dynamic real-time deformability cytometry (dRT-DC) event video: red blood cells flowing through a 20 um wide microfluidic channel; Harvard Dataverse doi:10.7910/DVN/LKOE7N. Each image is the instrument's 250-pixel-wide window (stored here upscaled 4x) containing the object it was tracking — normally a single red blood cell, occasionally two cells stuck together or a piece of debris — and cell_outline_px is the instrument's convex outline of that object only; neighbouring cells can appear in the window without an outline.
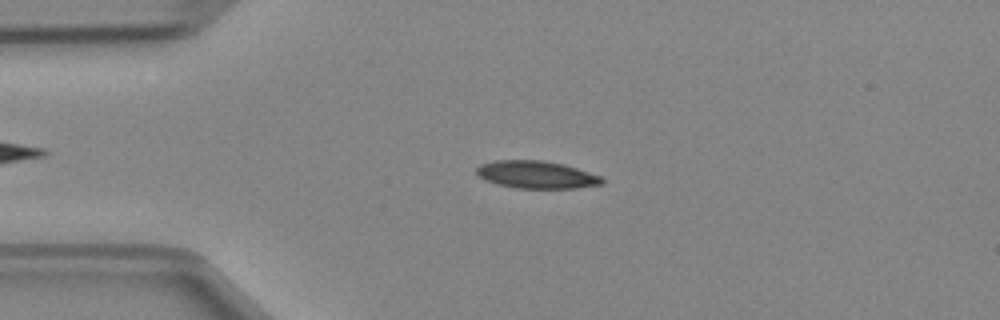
{"species": "Egyptian fruit bat (a non-hibernating species)", "species_latin": "Rousettus aegyptiacus", "temperature_condition": "cold", "stored_images_in_passage": 46, "camera_frame_rate_fps": 3000, "um_per_image_px": 0.085, "animal": {"sex": "female"}, "frame": {"image": 1, "passage_image": 10, "time_ms": 3.0, "image_size_px": [1000, 320], "cell_outline_px": [[604, 184], [576, 188], [516, 188], [496, 184], [484, 180], [476, 172], [476, 168], [480, 164], [496, 160], [544, 160], [564, 164], [600, 176], [604, 180]], "centroid_in_image_um": [45.58, 14.85], "position_along_channel_um": 39.4, "area_um2": 20.17}}
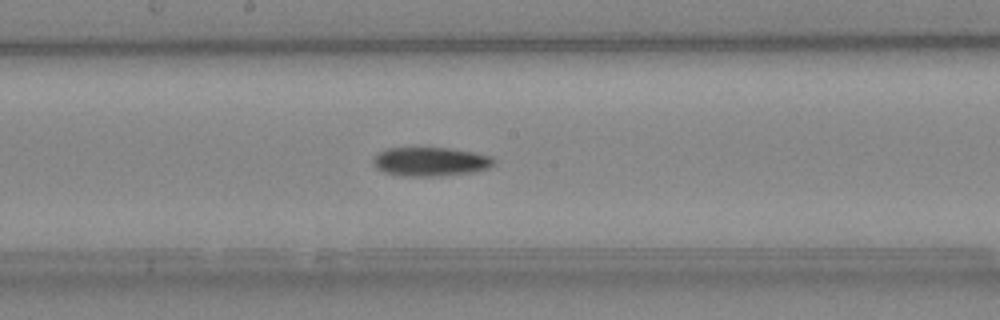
{"frame": {"image": 2, "passage_image": 24, "time_ms": 7.667, "image_size_px": [1000, 320], "cell_outline_px": [[496, 164], [488, 168], [476, 172], [440, 176], [404, 176], [384, 172], [376, 168], [372, 164], [372, 160], [384, 148], [416, 144], [452, 148], [476, 152], [492, 156], [496, 160]], "centroid_in_image_um": [36.59, 13.68], "position_along_channel_um": 211.6, "area_um2": 21.68}}
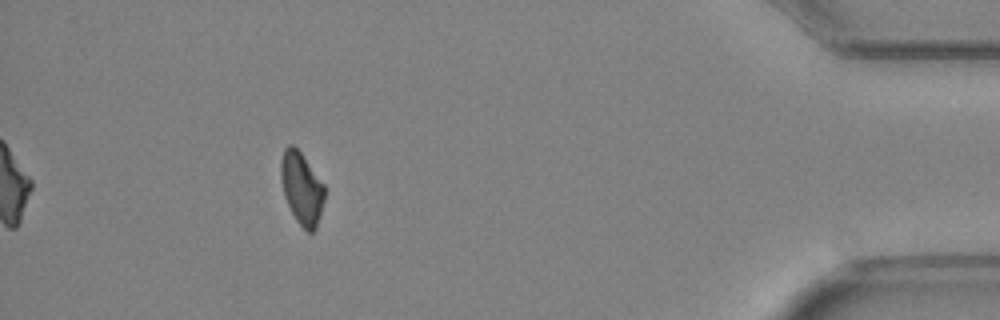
{"frame": {"image": 3, "passage_image": 42, "time_ms": 13.667, "image_size_px": [1000, 320], "cell_outline_px": [[324, 200], [320, 216], [316, 228], [312, 232], [308, 232], [296, 220], [284, 196], [280, 180], [280, 160], [284, 148], [288, 144], [292, 144], [300, 152], [324, 184]], "centroid_in_image_um": [25.62, 15.98], "position_along_channel_um": 409.6, "area_um2": 18.32}}